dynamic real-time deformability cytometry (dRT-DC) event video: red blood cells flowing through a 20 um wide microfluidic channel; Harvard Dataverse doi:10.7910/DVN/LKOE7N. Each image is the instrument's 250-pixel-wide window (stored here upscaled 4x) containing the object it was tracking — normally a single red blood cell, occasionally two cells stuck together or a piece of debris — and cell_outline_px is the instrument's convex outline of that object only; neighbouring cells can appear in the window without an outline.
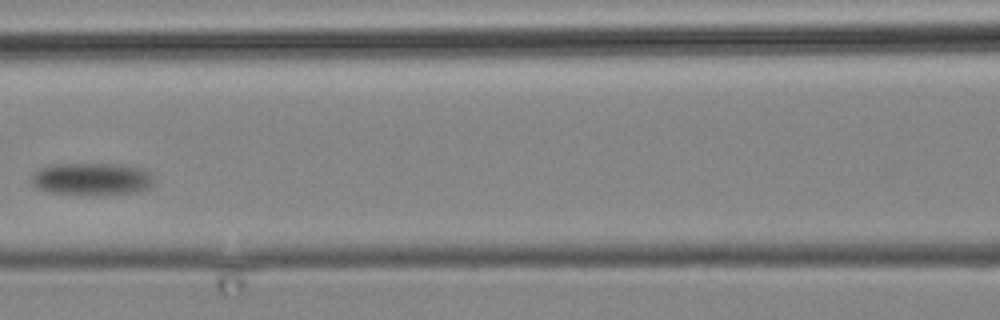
{"species": "common noctule bat (a hibernating species)", "species_latin": "Nyctalus noctula", "temperature_condition": "cold", "stored_images_in_passage": 6, "camera_frame_rate_fps": 3000, "um_per_image_px": 0.085, "animal": {"sex": "male", "body_mass_g": 19.2, "forearm_length_mm": 51.8}, "frame": {"image": 1, "passage_image": 4, "time_ms": 4.333, "image_size_px": [1000, 320], "cell_outline_px": [[152, 184], [148, 188], [140, 192], [96, 196], [48, 192], [36, 188], [32, 184], [32, 176], [40, 168], [52, 164], [124, 164], [144, 168], [152, 176]], "centroid_in_image_um": [7.83, 15.23], "position_along_channel_um": 158.8, "area_um2": 23.58}}
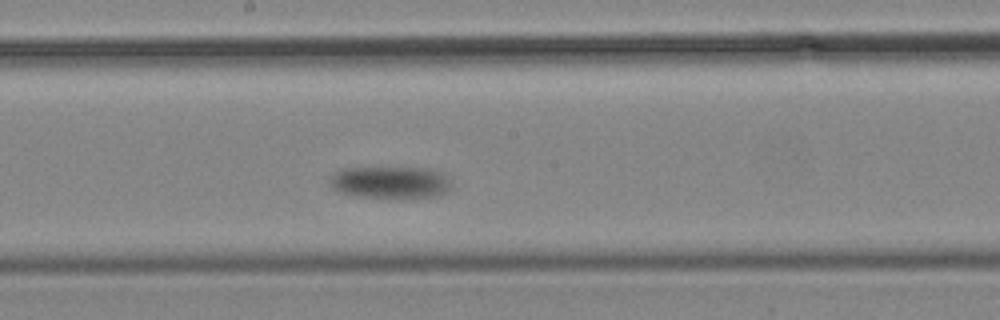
{"frame": {"image": 2, "passage_image": 6, "time_ms": 6.667, "image_size_px": [1000, 320], "cell_outline_px": [[452, 188], [448, 192], [440, 196], [396, 200], [356, 196], [340, 192], [332, 188], [328, 184], [328, 180], [336, 172], [344, 168], [432, 168], [444, 172], [452, 184]], "centroid_in_image_um": [33.25, 15.54], "position_along_channel_um": 214.9, "area_um2": 23.81}}